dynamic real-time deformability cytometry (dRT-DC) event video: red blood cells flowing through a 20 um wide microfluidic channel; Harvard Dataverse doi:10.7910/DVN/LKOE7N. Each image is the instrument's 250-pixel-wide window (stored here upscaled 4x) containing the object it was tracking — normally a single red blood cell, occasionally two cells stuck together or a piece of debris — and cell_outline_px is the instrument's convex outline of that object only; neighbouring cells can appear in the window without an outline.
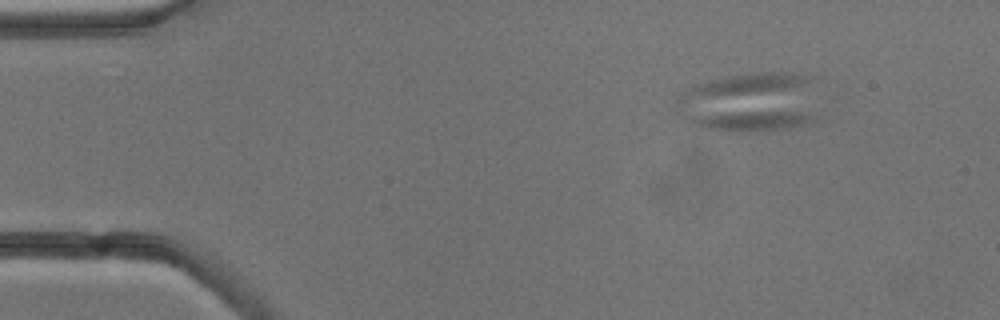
{"species": "common noctule bat (a hibernating species)", "species_latin": "Nyctalus noctula", "temperature_condition": "cold", "stored_images_in_passage": 8, "camera_frame_rate_fps": 3000, "um_per_image_px": 0.085, "animal": {"sex": "male", "body_mass_g": 13.3}, "frame": {"image": 1, "passage_image": 2, "time_ms": 1.333, "image_size_px": [1000, 320], "cell_outline_px": [[816, 76], [812, 120], [804, 124], [780, 128], [700, 128], [684, 120], [676, 112], [676, 100], [680, 92], [700, 84], [712, 80], [728, 76], [760, 72], [784, 72]], "centroid_in_image_um": [63.73, 8.61], "position_along_channel_um": 21.3, "area_um2": 48.44}}